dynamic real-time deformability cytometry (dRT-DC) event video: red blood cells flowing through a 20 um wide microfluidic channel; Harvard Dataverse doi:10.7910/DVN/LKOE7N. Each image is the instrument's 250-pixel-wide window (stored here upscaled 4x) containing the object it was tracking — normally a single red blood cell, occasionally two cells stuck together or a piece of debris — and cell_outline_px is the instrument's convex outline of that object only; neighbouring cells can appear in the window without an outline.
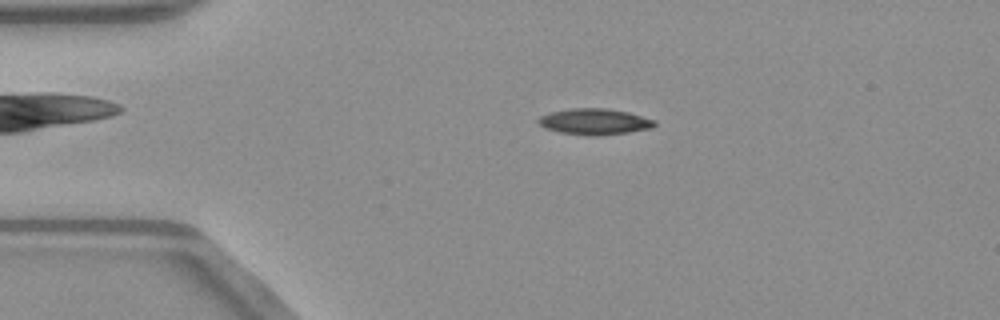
{"species": "common noctule bat (a hibernating species)", "species_latin": "Nyctalus noctula", "temperature_condition": "warm", "stored_images_in_passage": 50, "camera_frame_rate_fps": 3000, "um_per_image_px": 0.085, "animal": {"sex": "male", "body_mass_g": 23.1, "forearm_length_mm": 52.7}, "frame": {"image": 1, "passage_image": 10, "time_ms": 3.0, "image_size_px": [1000, 320], "cell_outline_px": [[656, 124], [652, 128], [628, 132], [596, 136], [588, 136], [560, 132], [544, 128], [536, 120], [540, 116], [548, 112], [572, 108], [608, 108], [628, 112], [656, 120]], "centroid_in_image_um": [50.52, 10.33], "position_along_channel_um": 34.5, "area_um2": 17.8}}
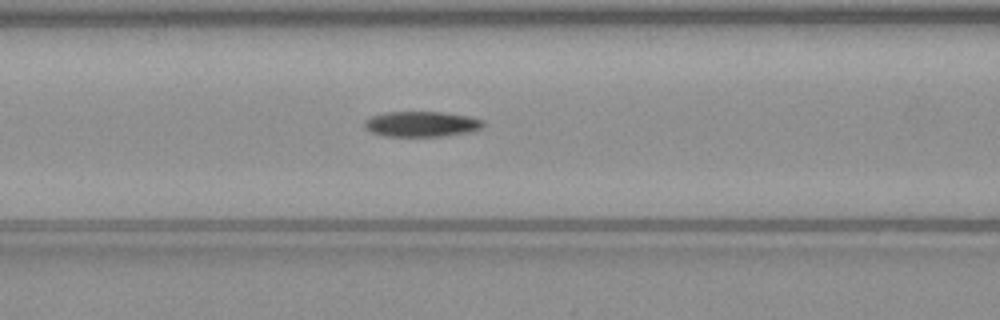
{"frame": {"image": 2, "passage_image": 20, "time_ms": 6.333, "image_size_px": [1000, 320], "cell_outline_px": [[484, 124], [480, 128], [472, 132], [444, 136], [384, 136], [372, 132], [364, 128], [364, 120], [372, 116], [384, 112], [444, 112], [468, 116], [484, 120]], "centroid_in_image_um": [35.83, 10.54], "position_along_channel_um": 130.8, "area_um2": 17.69}}
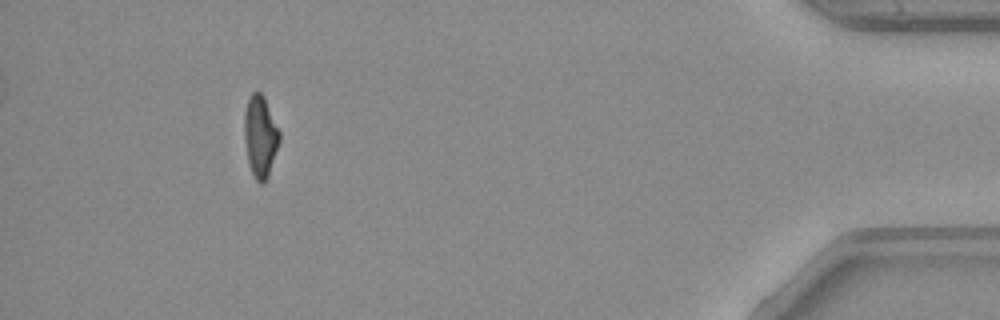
{"frame": {"image": 3, "passage_image": 46, "time_ms": 15.0, "image_size_px": [1000, 320], "cell_outline_px": [[280, 140], [268, 176], [264, 184], [260, 184], [256, 180], [248, 164], [244, 136], [244, 112], [248, 100], [252, 92], [260, 92], [264, 96], [280, 132]], "centroid_in_image_um": [22.12, 11.6], "position_along_channel_um": 413.1, "area_um2": 16.7}, "authors_computed_cell_mechanics": {"area_um2": 17.4556, "velocity_mm_per_s": 4.0442, "shape_relaxation_time_tau1_ms": 8.2603, "shape_relaxation_time_tau2_ms": null, "deformation_change_tau1": 0.1997, "deformation_change_tau2": null}}